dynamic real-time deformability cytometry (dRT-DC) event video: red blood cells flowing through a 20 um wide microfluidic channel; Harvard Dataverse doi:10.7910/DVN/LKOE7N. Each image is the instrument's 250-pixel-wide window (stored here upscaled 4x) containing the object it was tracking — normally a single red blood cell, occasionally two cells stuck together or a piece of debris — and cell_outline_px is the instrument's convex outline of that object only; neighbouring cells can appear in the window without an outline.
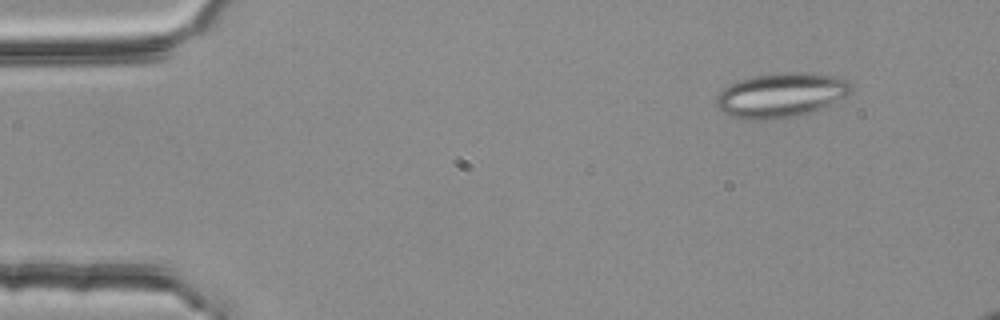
{"species": "common noctule bat (a hibernating species)", "species_latin": "Nyctalus noctula", "temperature_condition": "room temperature", "stored_images_in_passage": 4, "camera_frame_rate_fps": 3000, "um_per_image_px": 0.085, "animal": {"sex": "female", "body_mass_g": 25.1}, "frame": {"image": 1, "passage_image": 2, "time_ms": 0.333, "image_size_px": [1000, 320], "cell_outline_px": [[856, 88], [852, 92], [812, 112], [792, 116], [768, 120], [748, 120], [732, 116], [724, 112], [716, 104], [716, 96], [728, 84], [736, 80], [756, 76], [780, 72], [808, 72], [836, 76], [848, 80]], "centroid_in_image_um": [66.4, 8.06], "position_along_channel_um": 18.6, "area_um2": 35.03}}